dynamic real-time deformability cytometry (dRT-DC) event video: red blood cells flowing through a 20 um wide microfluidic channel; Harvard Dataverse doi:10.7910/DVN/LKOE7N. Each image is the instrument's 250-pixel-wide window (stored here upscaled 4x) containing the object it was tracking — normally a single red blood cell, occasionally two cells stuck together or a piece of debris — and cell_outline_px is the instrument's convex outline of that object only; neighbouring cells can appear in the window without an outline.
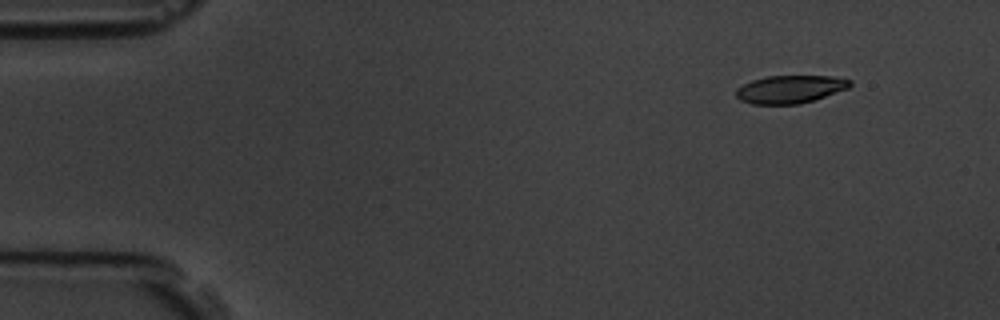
{"species": "common noctule bat (a hibernating species)", "species_latin": "Nyctalus noctula", "temperature_condition": "room temperature", "stored_images_in_passage": 5, "camera_frame_rate_fps": 3000, "um_per_image_px": 0.085, "animal": {"sex": "male", "body_mass_g": 19.5, "forearm_length_mm": 54.6}, "frame": {"image": 1, "passage_image": 2, "time_ms": 1.333, "image_size_px": [1000, 320], "cell_outline_px": [[852, 84], [848, 88], [800, 104], [752, 104], [740, 100], [736, 96], [736, 88], [752, 80], [768, 76], [832, 76], [852, 80]], "centroid_in_image_um": [67.14, 7.58], "position_along_channel_um": 17.9, "area_um2": 18.38}}
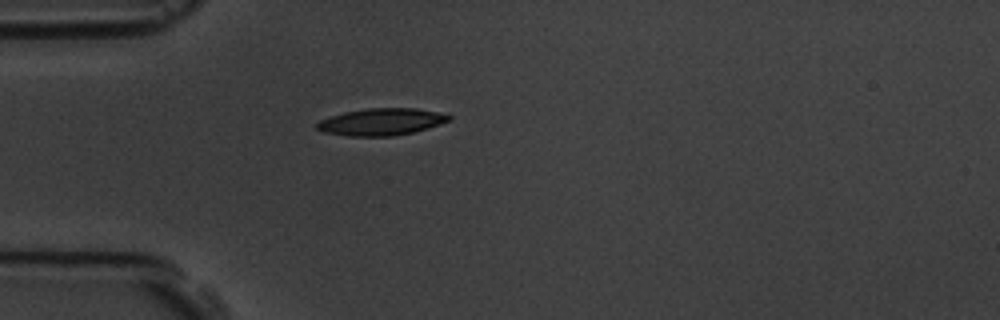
{"frame": {"image": 2, "passage_image": 5, "time_ms": 4.667, "image_size_px": [1000, 320], "cell_outline_px": [[452, 120], [428, 128], [412, 132], [392, 136], [348, 136], [324, 132], [316, 128], [316, 124], [320, 120], [344, 112], [368, 108], [416, 108], [436, 112], [452, 116]], "centroid_in_image_um": [32.42, 10.35], "position_along_channel_um": 52.6, "area_um2": 20.63}}